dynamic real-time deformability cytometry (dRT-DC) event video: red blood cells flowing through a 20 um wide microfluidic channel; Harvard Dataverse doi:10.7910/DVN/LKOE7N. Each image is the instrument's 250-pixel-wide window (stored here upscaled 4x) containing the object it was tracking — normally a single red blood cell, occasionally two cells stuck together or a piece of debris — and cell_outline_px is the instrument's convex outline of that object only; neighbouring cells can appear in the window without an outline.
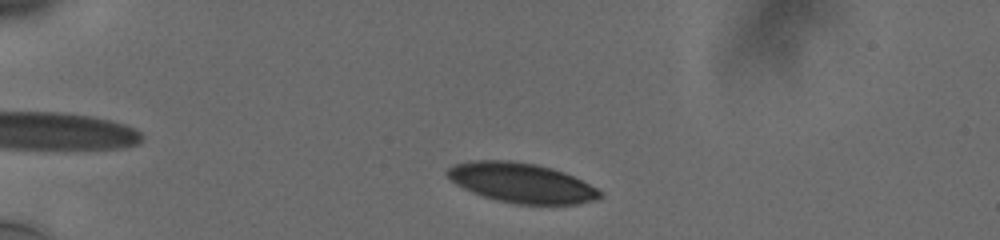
{"species": "human", "species_latin": "Homo sapiens", "temperature_condition": "cold", "stored_images_in_passage": 31, "camera_frame_rate_fps": 3000, "um_per_image_px": 0.085, "donor": {"sex": "male"}, "frame": {"image": 1, "passage_image": 7, "time_ms": 1.333, "image_size_px": [1000, 240], "cell_outline_px": [[600, 196], [596, 200], [576, 204], [516, 204], [484, 196], [472, 192], [456, 184], [444, 172], [448, 168], [456, 164], [472, 160], [508, 160], [536, 164], [552, 168], [564, 172], [596, 188], [600, 192]], "centroid_in_image_um": [44.3, 15.53], "position_along_channel_um": 40.7, "area_um2": 34.91}}
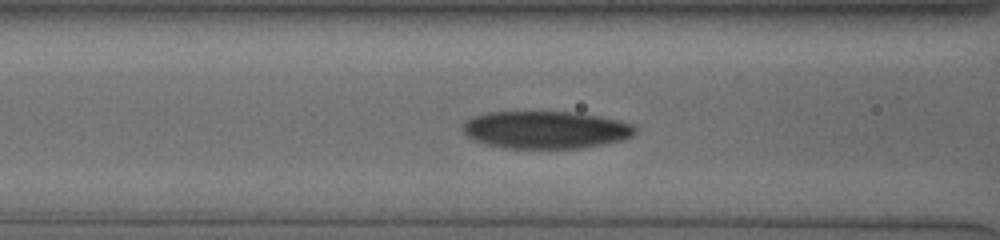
{"frame": {"image": 2, "passage_image": 22, "time_ms": 5.0, "image_size_px": [1000, 240], "cell_outline_px": [[636, 132], [632, 136], [624, 140], [604, 144], [580, 148], [504, 148], [472, 140], [464, 132], [464, 124], [472, 116], [488, 112], [576, 112], [600, 116], [620, 120], [632, 124], [636, 128]], "centroid_in_image_um": [46.42, 11.03], "position_along_channel_um": 120.2, "area_um2": 37.74}}
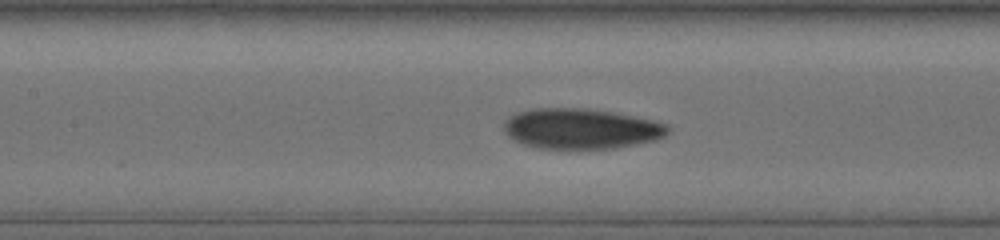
{"frame": {"image": 3, "passage_image": 27, "time_ms": 6.0, "image_size_px": [1000, 240], "cell_outline_px": [[668, 132], [664, 136], [656, 140], [616, 148], [536, 148], [512, 140], [508, 136], [504, 128], [504, 120], [508, 116], [516, 112], [532, 108], [588, 108], [616, 112], [652, 120], [668, 124]], "centroid_in_image_um": [49.36, 10.92], "position_along_channel_um": 158.0, "area_um2": 38.84}}